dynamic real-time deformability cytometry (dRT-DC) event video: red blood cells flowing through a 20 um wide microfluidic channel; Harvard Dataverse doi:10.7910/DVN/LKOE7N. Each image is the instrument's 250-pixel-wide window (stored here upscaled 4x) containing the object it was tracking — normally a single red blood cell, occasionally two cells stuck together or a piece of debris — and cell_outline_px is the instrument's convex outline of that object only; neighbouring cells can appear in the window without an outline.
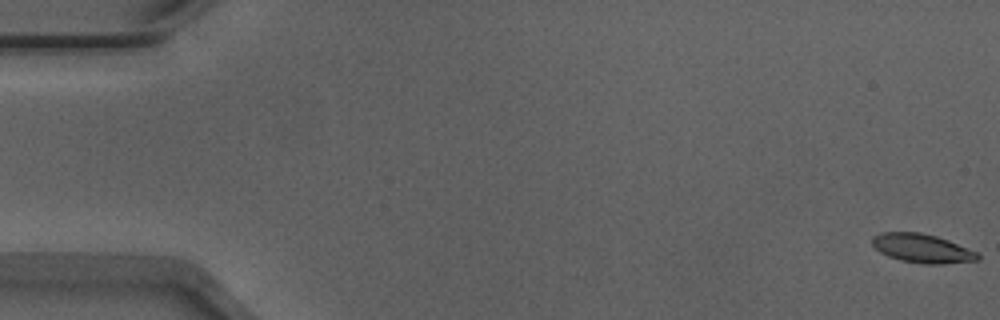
{"species": "Egyptian fruit bat (a non-hibernating species)", "species_latin": "Rousettus aegyptiacus", "temperature_condition": "warm", "stored_images_in_passage": 55, "segment_of_instrument_passage": [1, 2], "camera_frame_rate_fps": 3000, "um_per_image_px": 0.085, "animal": {"sex": "male"}, "frame": {"image": 1, "passage_image": 1, "time_ms": 0.0, "image_size_px": [1000, 320], "cell_outline_px": [[980, 260], [944, 264], [920, 264], [900, 260], [888, 256], [880, 252], [872, 244], [872, 236], [880, 232], [920, 232], [936, 236], [948, 240], [976, 252], [980, 256]], "centroid_in_image_um": [78.36, 21.11], "position_along_channel_um": 6.6, "area_um2": 17.8}}
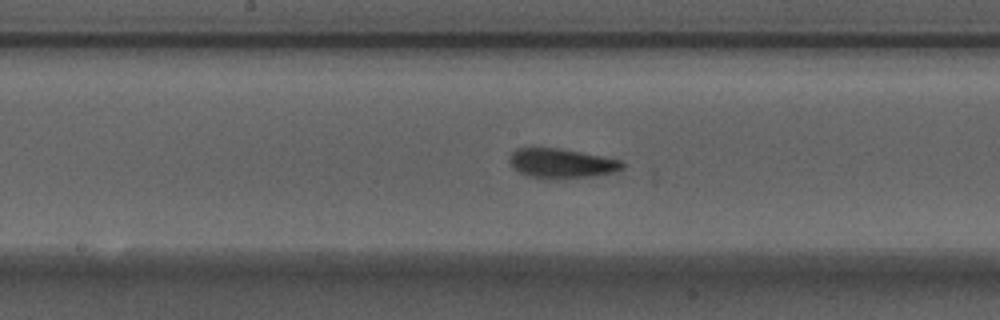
{"frame": {"image": 2, "passage_image": 28, "time_ms": 9.0, "image_size_px": [1000, 320], "cell_outline_px": [[624, 168], [616, 172], [596, 176], [556, 180], [544, 180], [528, 176], [512, 168], [508, 164], [508, 156], [516, 148], [560, 148], [620, 160], [624, 164]], "centroid_in_image_um": [47.68, 13.92], "position_along_channel_um": 200.5, "area_um2": 20.0}}
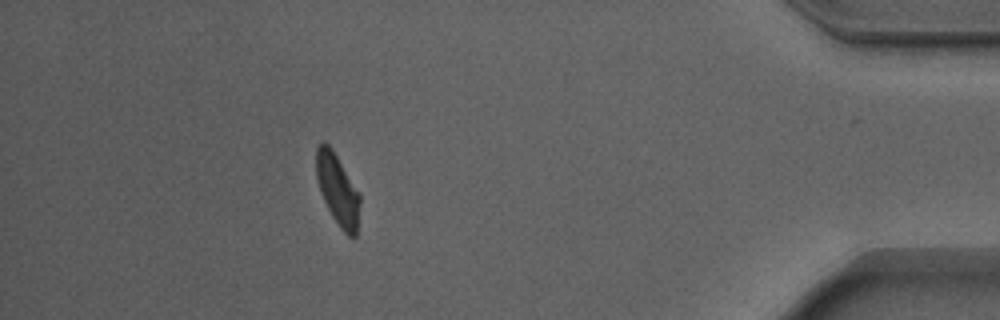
{"frame": {"image": 3, "passage_image": 48, "time_ms": 15.667, "image_size_px": [1000, 320], "cell_outline_px": [[360, 204], [356, 236], [348, 236], [340, 228], [332, 216], [320, 192], [316, 180], [316, 148], [324, 140], [332, 148], [360, 196]], "centroid_in_image_um": [28.67, 16.11], "position_along_channel_um": 406.5, "area_um2": 17.86}}